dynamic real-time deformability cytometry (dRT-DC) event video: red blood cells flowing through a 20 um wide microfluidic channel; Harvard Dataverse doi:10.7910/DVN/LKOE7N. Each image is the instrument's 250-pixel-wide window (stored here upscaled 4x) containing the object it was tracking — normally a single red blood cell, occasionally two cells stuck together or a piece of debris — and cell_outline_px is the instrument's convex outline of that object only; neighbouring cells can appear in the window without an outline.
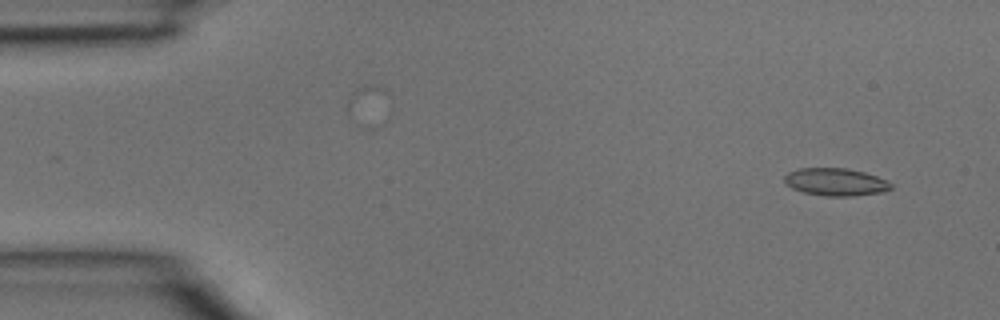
{"species": "common noctule bat (a hibernating species)", "species_latin": "Nyctalus noctula", "temperature_condition": "room temperature", "stored_images_in_passage": 2, "camera_frame_rate_fps": 3000, "um_per_image_px": 0.085, "animal": {"sex": "male", "body_mass_g": 15.6}, "frame": {"image": 1, "passage_image": 2, "time_ms": 0.333, "image_size_px": [1000, 320], "cell_outline_px": [[892, 188], [880, 192], [852, 196], [824, 196], [804, 192], [792, 188], [784, 180], [784, 176], [788, 172], [800, 168], [844, 168], [864, 172], [888, 180], [892, 184]], "centroid_in_image_um": [71.03, 15.46], "position_along_channel_um": 14.0, "area_um2": 16.99}}